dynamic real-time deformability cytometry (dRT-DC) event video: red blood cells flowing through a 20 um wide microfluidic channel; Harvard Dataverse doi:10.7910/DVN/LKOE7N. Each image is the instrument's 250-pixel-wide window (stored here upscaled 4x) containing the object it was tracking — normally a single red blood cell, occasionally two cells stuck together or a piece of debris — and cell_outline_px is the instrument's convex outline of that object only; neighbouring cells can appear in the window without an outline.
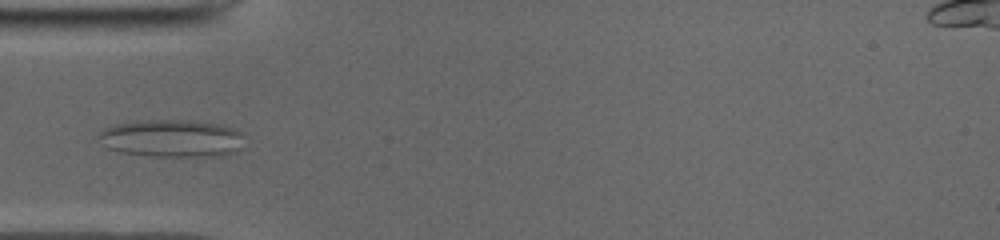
{"species": "common noctule bat (a hibernating species)", "species_latin": "Nyctalus noctula", "temperature_condition": "cold", "stored_images_in_passage": 51, "camera_frame_rate_fps": 3000, "um_per_image_px": 0.085, "animal": {"sex": "male", "body_mass_g": 19.0, "forearm_length_mm": 50.8}, "frame": {"image": 1, "passage_image": 15, "time_ms": 4.667, "image_size_px": [1000, 240], "cell_outline_px": [[244, 136], [240, 148], [236, 152], [224, 156], [156, 156], [120, 152], [108, 148], [96, 136], [100, 128], [116, 124], [136, 120], [196, 120], [224, 124], [236, 128], [244, 132]], "centroid_in_image_um": [14.64, 11.74], "position_along_channel_um": 70.4, "area_um2": 32.66}}
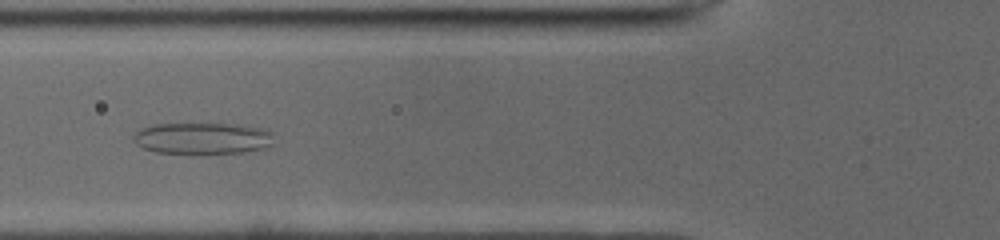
{"frame": {"image": 2, "passage_image": 18, "time_ms": 5.667, "image_size_px": [1000, 240], "cell_outline_px": [[272, 144], [260, 148], [244, 152], [200, 156], [192, 156], [156, 152], [140, 148], [132, 140], [132, 136], [140, 128], [156, 124], [240, 124], [260, 128], [272, 132]], "centroid_in_image_um": [17.13, 11.8], "position_along_channel_um": 108.7, "area_um2": 26.76}}
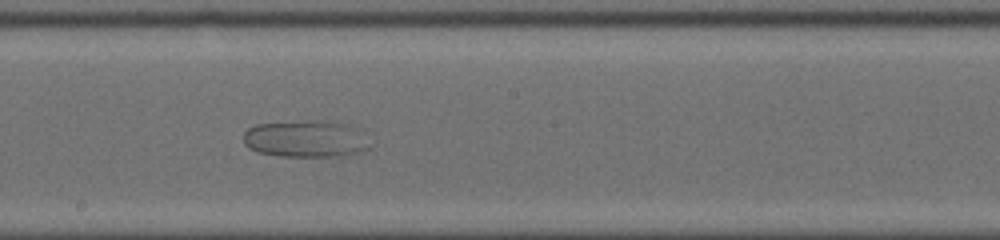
{"frame": {"image": 3, "passage_image": 27, "time_ms": 8.667, "image_size_px": [1000, 240], "cell_outline_px": [[372, 148], [364, 152], [336, 156], [280, 156], [256, 152], [248, 148], [244, 144], [244, 132], [248, 128], [256, 124], [348, 124], [360, 128], [364, 132]], "centroid_in_image_um": [26.04, 11.88], "position_along_channel_um": 222.2, "area_um2": 26.3}}